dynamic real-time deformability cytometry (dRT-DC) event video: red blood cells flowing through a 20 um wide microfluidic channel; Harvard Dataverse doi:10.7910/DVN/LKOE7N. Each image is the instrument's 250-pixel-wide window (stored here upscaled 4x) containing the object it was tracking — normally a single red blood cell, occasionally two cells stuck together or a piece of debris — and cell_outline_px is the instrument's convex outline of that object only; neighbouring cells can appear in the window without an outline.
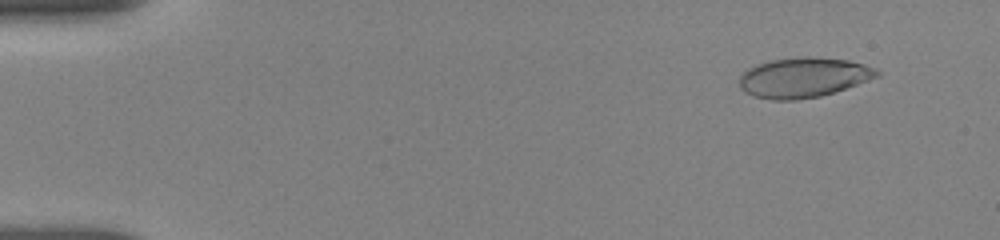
{"species": "human", "species_latin": "Homo sapiens", "temperature_condition": "room temperature", "stored_images_in_passage": 8, "camera_frame_rate_fps": 3000, "um_per_image_px": 0.085, "donor": {"sex": "female"}, "frame": {"image": 1, "passage_image": 2, "time_ms": 1.0, "image_size_px": [1000, 240], "cell_outline_px": [[880, 76], [820, 96], [796, 100], [772, 100], [756, 96], [744, 92], [740, 88], [740, 76], [748, 68], [756, 64], [772, 60], [804, 56], [808, 56], [848, 60], [864, 64], [876, 68], [880, 72]], "centroid_in_image_um": [68.29, 6.58], "position_along_channel_um": 16.7, "area_um2": 31.85}}
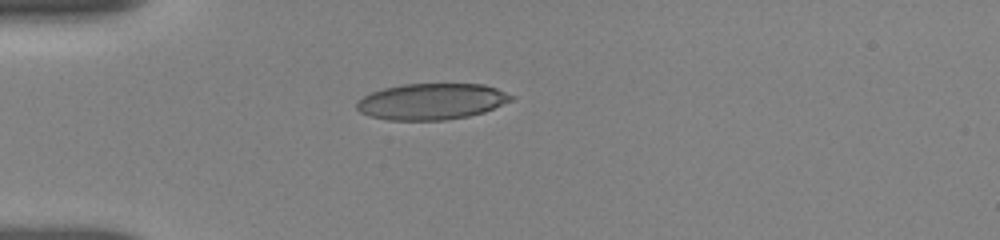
{"frame": {"image": 2, "passage_image": 6, "time_ms": 4.333, "image_size_px": [1000, 240], "cell_outline_px": [[512, 100], [484, 112], [468, 116], [444, 120], [388, 120], [368, 116], [360, 112], [356, 108], [356, 104], [364, 96], [372, 92], [384, 88], [404, 84], [484, 84], [496, 88], [512, 96]], "centroid_in_image_um": [36.66, 8.63], "position_along_channel_um": 48.3, "area_um2": 32.37}}
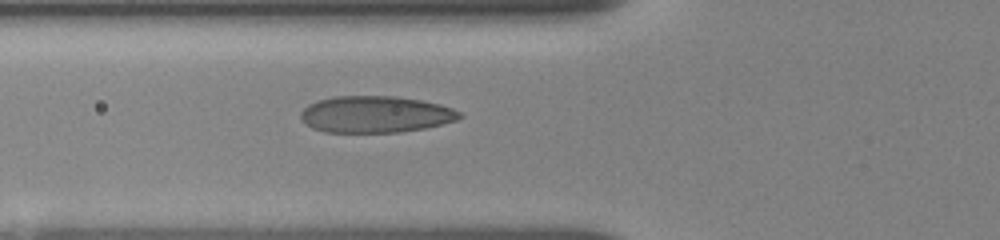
{"frame": {"image": 3, "passage_image": 8, "time_ms": 6.0, "image_size_px": [1000, 240], "cell_outline_px": [[464, 116], [456, 120], [424, 128], [400, 132], [324, 132], [312, 128], [300, 116], [300, 112], [308, 104], [332, 96], [396, 96], [420, 100], [440, 104], [452, 108], [460, 112]], "centroid_in_image_um": [31.92, 9.71], "position_along_channel_um": 93.9, "area_um2": 33.81}}